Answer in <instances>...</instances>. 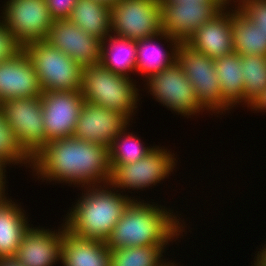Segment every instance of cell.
Listing matches in <instances>:
<instances>
[{
  "label": "cell",
  "mask_w": 266,
  "mask_h": 266,
  "mask_svg": "<svg viewBox=\"0 0 266 266\" xmlns=\"http://www.w3.org/2000/svg\"><path fill=\"white\" fill-rule=\"evenodd\" d=\"M31 169L33 178L46 184L66 183L80 189L108 184L111 176L108 147L73 136L48 141L32 158Z\"/></svg>",
  "instance_id": "obj_1"
},
{
  "label": "cell",
  "mask_w": 266,
  "mask_h": 266,
  "mask_svg": "<svg viewBox=\"0 0 266 266\" xmlns=\"http://www.w3.org/2000/svg\"><path fill=\"white\" fill-rule=\"evenodd\" d=\"M178 214L174 209L156 202L132 200L105 244L110 250L135 246H169V243L183 237V232L187 233L186 222Z\"/></svg>",
  "instance_id": "obj_2"
},
{
  "label": "cell",
  "mask_w": 266,
  "mask_h": 266,
  "mask_svg": "<svg viewBox=\"0 0 266 266\" xmlns=\"http://www.w3.org/2000/svg\"><path fill=\"white\" fill-rule=\"evenodd\" d=\"M82 196L77 195L76 202L62 219L66 229L74 236L105 242L115 224L120 220L132 200H141L138 196L124 195L109 183L82 187Z\"/></svg>",
  "instance_id": "obj_3"
},
{
  "label": "cell",
  "mask_w": 266,
  "mask_h": 266,
  "mask_svg": "<svg viewBox=\"0 0 266 266\" xmlns=\"http://www.w3.org/2000/svg\"><path fill=\"white\" fill-rule=\"evenodd\" d=\"M135 81L98 63L82 69L80 92L85 102L122 113L132 122L141 100V89L137 88L140 85H136L138 81Z\"/></svg>",
  "instance_id": "obj_4"
},
{
  "label": "cell",
  "mask_w": 266,
  "mask_h": 266,
  "mask_svg": "<svg viewBox=\"0 0 266 266\" xmlns=\"http://www.w3.org/2000/svg\"><path fill=\"white\" fill-rule=\"evenodd\" d=\"M167 147L155 145L142 159L128 164H110L111 176L109 184L121 193L132 194L135 190L144 191L145 188L156 186L168 179L177 168L178 158ZM175 168V169H174ZM126 189V190H125ZM131 189V191H130ZM125 192V193H124Z\"/></svg>",
  "instance_id": "obj_5"
},
{
  "label": "cell",
  "mask_w": 266,
  "mask_h": 266,
  "mask_svg": "<svg viewBox=\"0 0 266 266\" xmlns=\"http://www.w3.org/2000/svg\"><path fill=\"white\" fill-rule=\"evenodd\" d=\"M34 65L42 92L80 91L82 67L46 41L23 47Z\"/></svg>",
  "instance_id": "obj_6"
},
{
  "label": "cell",
  "mask_w": 266,
  "mask_h": 266,
  "mask_svg": "<svg viewBox=\"0 0 266 266\" xmlns=\"http://www.w3.org/2000/svg\"><path fill=\"white\" fill-rule=\"evenodd\" d=\"M214 61L215 59L192 49L185 42L179 44L176 52V62L191 82L198 102L210 115L218 114V117L219 114H226V111L229 113L232 108L221 98Z\"/></svg>",
  "instance_id": "obj_7"
},
{
  "label": "cell",
  "mask_w": 266,
  "mask_h": 266,
  "mask_svg": "<svg viewBox=\"0 0 266 266\" xmlns=\"http://www.w3.org/2000/svg\"><path fill=\"white\" fill-rule=\"evenodd\" d=\"M143 83L146 84L144 89L147 93L153 96L152 99L155 98L173 114H180L188 119L191 116L198 117L204 111L208 113L198 102L191 82L177 62L151 75Z\"/></svg>",
  "instance_id": "obj_8"
},
{
  "label": "cell",
  "mask_w": 266,
  "mask_h": 266,
  "mask_svg": "<svg viewBox=\"0 0 266 266\" xmlns=\"http://www.w3.org/2000/svg\"><path fill=\"white\" fill-rule=\"evenodd\" d=\"M0 109L21 147L33 158L47 144L41 96L3 100Z\"/></svg>",
  "instance_id": "obj_9"
},
{
  "label": "cell",
  "mask_w": 266,
  "mask_h": 266,
  "mask_svg": "<svg viewBox=\"0 0 266 266\" xmlns=\"http://www.w3.org/2000/svg\"><path fill=\"white\" fill-rule=\"evenodd\" d=\"M3 3L0 19L23 47L45 41L54 22L45 0H5Z\"/></svg>",
  "instance_id": "obj_10"
},
{
  "label": "cell",
  "mask_w": 266,
  "mask_h": 266,
  "mask_svg": "<svg viewBox=\"0 0 266 266\" xmlns=\"http://www.w3.org/2000/svg\"><path fill=\"white\" fill-rule=\"evenodd\" d=\"M160 32L159 0H120L111 7V34L139 40Z\"/></svg>",
  "instance_id": "obj_11"
},
{
  "label": "cell",
  "mask_w": 266,
  "mask_h": 266,
  "mask_svg": "<svg viewBox=\"0 0 266 266\" xmlns=\"http://www.w3.org/2000/svg\"><path fill=\"white\" fill-rule=\"evenodd\" d=\"M160 6L161 31L180 42L222 10L215 1H160Z\"/></svg>",
  "instance_id": "obj_12"
},
{
  "label": "cell",
  "mask_w": 266,
  "mask_h": 266,
  "mask_svg": "<svg viewBox=\"0 0 266 266\" xmlns=\"http://www.w3.org/2000/svg\"><path fill=\"white\" fill-rule=\"evenodd\" d=\"M45 141L72 137L85 103L80 91H49L41 95Z\"/></svg>",
  "instance_id": "obj_13"
},
{
  "label": "cell",
  "mask_w": 266,
  "mask_h": 266,
  "mask_svg": "<svg viewBox=\"0 0 266 266\" xmlns=\"http://www.w3.org/2000/svg\"><path fill=\"white\" fill-rule=\"evenodd\" d=\"M45 41L82 68L100 63L102 40L87 34L69 19L54 20Z\"/></svg>",
  "instance_id": "obj_14"
},
{
  "label": "cell",
  "mask_w": 266,
  "mask_h": 266,
  "mask_svg": "<svg viewBox=\"0 0 266 266\" xmlns=\"http://www.w3.org/2000/svg\"><path fill=\"white\" fill-rule=\"evenodd\" d=\"M65 229L64 222L54 230L32 224L23 235L13 258L21 266H54L60 263Z\"/></svg>",
  "instance_id": "obj_15"
},
{
  "label": "cell",
  "mask_w": 266,
  "mask_h": 266,
  "mask_svg": "<svg viewBox=\"0 0 266 266\" xmlns=\"http://www.w3.org/2000/svg\"><path fill=\"white\" fill-rule=\"evenodd\" d=\"M129 123L122 113L85 102L73 137L109 148L119 132Z\"/></svg>",
  "instance_id": "obj_16"
},
{
  "label": "cell",
  "mask_w": 266,
  "mask_h": 266,
  "mask_svg": "<svg viewBox=\"0 0 266 266\" xmlns=\"http://www.w3.org/2000/svg\"><path fill=\"white\" fill-rule=\"evenodd\" d=\"M229 6L198 27L185 43L213 59L233 54L232 3Z\"/></svg>",
  "instance_id": "obj_17"
},
{
  "label": "cell",
  "mask_w": 266,
  "mask_h": 266,
  "mask_svg": "<svg viewBox=\"0 0 266 266\" xmlns=\"http://www.w3.org/2000/svg\"><path fill=\"white\" fill-rule=\"evenodd\" d=\"M41 95L34 65L24 49L15 57L0 62V102Z\"/></svg>",
  "instance_id": "obj_18"
},
{
  "label": "cell",
  "mask_w": 266,
  "mask_h": 266,
  "mask_svg": "<svg viewBox=\"0 0 266 266\" xmlns=\"http://www.w3.org/2000/svg\"><path fill=\"white\" fill-rule=\"evenodd\" d=\"M158 40L165 42L162 45ZM166 43V49L169 47L170 50L163 48ZM180 43L179 40L164 32L137 40L136 74L139 73V76L141 74V78L143 77L141 80L144 82L151 75L171 66L176 62V52Z\"/></svg>",
  "instance_id": "obj_19"
},
{
  "label": "cell",
  "mask_w": 266,
  "mask_h": 266,
  "mask_svg": "<svg viewBox=\"0 0 266 266\" xmlns=\"http://www.w3.org/2000/svg\"><path fill=\"white\" fill-rule=\"evenodd\" d=\"M111 253L105 242L74 236L64 230L61 246L62 266H110Z\"/></svg>",
  "instance_id": "obj_20"
},
{
  "label": "cell",
  "mask_w": 266,
  "mask_h": 266,
  "mask_svg": "<svg viewBox=\"0 0 266 266\" xmlns=\"http://www.w3.org/2000/svg\"><path fill=\"white\" fill-rule=\"evenodd\" d=\"M11 198L0 200V258L15 256L23 235L32 225L21 203Z\"/></svg>",
  "instance_id": "obj_21"
},
{
  "label": "cell",
  "mask_w": 266,
  "mask_h": 266,
  "mask_svg": "<svg viewBox=\"0 0 266 266\" xmlns=\"http://www.w3.org/2000/svg\"><path fill=\"white\" fill-rule=\"evenodd\" d=\"M136 58L137 40L113 34L102 40L100 64L113 73L133 78L131 75L136 74Z\"/></svg>",
  "instance_id": "obj_22"
},
{
  "label": "cell",
  "mask_w": 266,
  "mask_h": 266,
  "mask_svg": "<svg viewBox=\"0 0 266 266\" xmlns=\"http://www.w3.org/2000/svg\"><path fill=\"white\" fill-rule=\"evenodd\" d=\"M69 20L101 40L111 34V7L96 0H78Z\"/></svg>",
  "instance_id": "obj_23"
},
{
  "label": "cell",
  "mask_w": 266,
  "mask_h": 266,
  "mask_svg": "<svg viewBox=\"0 0 266 266\" xmlns=\"http://www.w3.org/2000/svg\"><path fill=\"white\" fill-rule=\"evenodd\" d=\"M220 81L221 98L232 108L243 101L244 78L242 75L241 55L218 57L214 61Z\"/></svg>",
  "instance_id": "obj_24"
},
{
  "label": "cell",
  "mask_w": 266,
  "mask_h": 266,
  "mask_svg": "<svg viewBox=\"0 0 266 266\" xmlns=\"http://www.w3.org/2000/svg\"><path fill=\"white\" fill-rule=\"evenodd\" d=\"M234 52L244 55L266 56V36L261 28L245 17L232 4Z\"/></svg>",
  "instance_id": "obj_25"
},
{
  "label": "cell",
  "mask_w": 266,
  "mask_h": 266,
  "mask_svg": "<svg viewBox=\"0 0 266 266\" xmlns=\"http://www.w3.org/2000/svg\"><path fill=\"white\" fill-rule=\"evenodd\" d=\"M241 67L244 91L243 101L239 105L248 109L266 90V56H241Z\"/></svg>",
  "instance_id": "obj_26"
},
{
  "label": "cell",
  "mask_w": 266,
  "mask_h": 266,
  "mask_svg": "<svg viewBox=\"0 0 266 266\" xmlns=\"http://www.w3.org/2000/svg\"><path fill=\"white\" fill-rule=\"evenodd\" d=\"M131 125V123L126 125L110 144L108 148L109 164L136 162L145 157L155 147L154 145L147 146L141 141L139 135L127 131Z\"/></svg>",
  "instance_id": "obj_27"
},
{
  "label": "cell",
  "mask_w": 266,
  "mask_h": 266,
  "mask_svg": "<svg viewBox=\"0 0 266 266\" xmlns=\"http://www.w3.org/2000/svg\"><path fill=\"white\" fill-rule=\"evenodd\" d=\"M168 246H135L110 250V266H160Z\"/></svg>",
  "instance_id": "obj_28"
},
{
  "label": "cell",
  "mask_w": 266,
  "mask_h": 266,
  "mask_svg": "<svg viewBox=\"0 0 266 266\" xmlns=\"http://www.w3.org/2000/svg\"><path fill=\"white\" fill-rule=\"evenodd\" d=\"M0 159L12 168L18 167H32V158L24 151L20 143L17 141L16 135L12 128L5 120L0 109ZM11 165V166H10ZM28 167V168H27Z\"/></svg>",
  "instance_id": "obj_29"
},
{
  "label": "cell",
  "mask_w": 266,
  "mask_h": 266,
  "mask_svg": "<svg viewBox=\"0 0 266 266\" xmlns=\"http://www.w3.org/2000/svg\"><path fill=\"white\" fill-rule=\"evenodd\" d=\"M232 3L266 36V0H232Z\"/></svg>",
  "instance_id": "obj_30"
},
{
  "label": "cell",
  "mask_w": 266,
  "mask_h": 266,
  "mask_svg": "<svg viewBox=\"0 0 266 266\" xmlns=\"http://www.w3.org/2000/svg\"><path fill=\"white\" fill-rule=\"evenodd\" d=\"M22 50L23 46L0 19V62L15 57Z\"/></svg>",
  "instance_id": "obj_31"
},
{
  "label": "cell",
  "mask_w": 266,
  "mask_h": 266,
  "mask_svg": "<svg viewBox=\"0 0 266 266\" xmlns=\"http://www.w3.org/2000/svg\"><path fill=\"white\" fill-rule=\"evenodd\" d=\"M54 20L69 19L78 0H45Z\"/></svg>",
  "instance_id": "obj_32"
},
{
  "label": "cell",
  "mask_w": 266,
  "mask_h": 266,
  "mask_svg": "<svg viewBox=\"0 0 266 266\" xmlns=\"http://www.w3.org/2000/svg\"><path fill=\"white\" fill-rule=\"evenodd\" d=\"M7 166H9L7 163H5L2 159H0V200L4 199L8 196V193L6 191L7 188V176H6V172H7ZM6 192V193H5Z\"/></svg>",
  "instance_id": "obj_33"
},
{
  "label": "cell",
  "mask_w": 266,
  "mask_h": 266,
  "mask_svg": "<svg viewBox=\"0 0 266 266\" xmlns=\"http://www.w3.org/2000/svg\"><path fill=\"white\" fill-rule=\"evenodd\" d=\"M248 109L254 111L253 113L266 112V90Z\"/></svg>",
  "instance_id": "obj_34"
},
{
  "label": "cell",
  "mask_w": 266,
  "mask_h": 266,
  "mask_svg": "<svg viewBox=\"0 0 266 266\" xmlns=\"http://www.w3.org/2000/svg\"><path fill=\"white\" fill-rule=\"evenodd\" d=\"M262 248L257 251V254L254 256V264L251 262V266H266V243L261 245Z\"/></svg>",
  "instance_id": "obj_35"
},
{
  "label": "cell",
  "mask_w": 266,
  "mask_h": 266,
  "mask_svg": "<svg viewBox=\"0 0 266 266\" xmlns=\"http://www.w3.org/2000/svg\"><path fill=\"white\" fill-rule=\"evenodd\" d=\"M159 1H185V0H159ZM196 1H215L222 9L230 5L232 0H196Z\"/></svg>",
  "instance_id": "obj_36"
},
{
  "label": "cell",
  "mask_w": 266,
  "mask_h": 266,
  "mask_svg": "<svg viewBox=\"0 0 266 266\" xmlns=\"http://www.w3.org/2000/svg\"><path fill=\"white\" fill-rule=\"evenodd\" d=\"M0 266H21L14 258H0Z\"/></svg>",
  "instance_id": "obj_37"
},
{
  "label": "cell",
  "mask_w": 266,
  "mask_h": 266,
  "mask_svg": "<svg viewBox=\"0 0 266 266\" xmlns=\"http://www.w3.org/2000/svg\"><path fill=\"white\" fill-rule=\"evenodd\" d=\"M97 2H101L102 4L108 5L109 7H112L116 3H118L120 0H96Z\"/></svg>",
  "instance_id": "obj_38"
},
{
  "label": "cell",
  "mask_w": 266,
  "mask_h": 266,
  "mask_svg": "<svg viewBox=\"0 0 266 266\" xmlns=\"http://www.w3.org/2000/svg\"><path fill=\"white\" fill-rule=\"evenodd\" d=\"M169 258H167L160 266H182V265H180L179 263H175L176 262V260H174L173 262H172V260H169Z\"/></svg>",
  "instance_id": "obj_39"
}]
</instances>
